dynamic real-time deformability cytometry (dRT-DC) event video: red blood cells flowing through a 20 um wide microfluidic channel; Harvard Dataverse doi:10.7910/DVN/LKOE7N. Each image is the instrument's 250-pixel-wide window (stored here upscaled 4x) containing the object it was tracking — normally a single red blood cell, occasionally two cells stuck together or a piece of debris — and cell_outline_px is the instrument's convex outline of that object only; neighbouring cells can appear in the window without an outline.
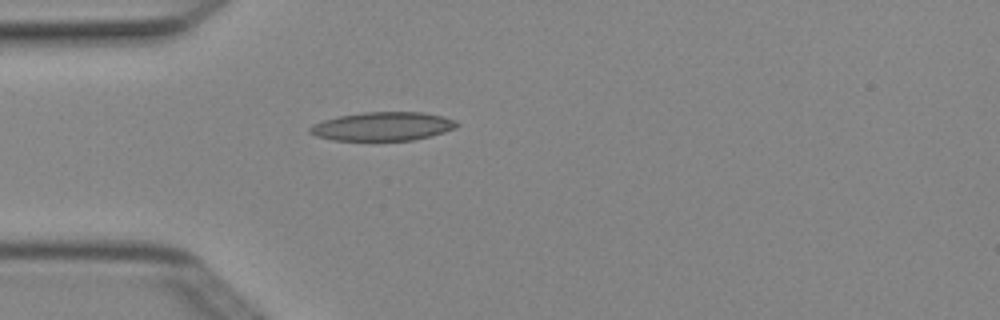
{"species": "Egyptian fruit bat (a non-hibernating species)", "species_latin": "Rousettus aegyptiacus", "temperature_condition": "cold", "stored_images_in_passage": 4, "camera_frame_rate_fps": 3000, "um_per_image_px": 0.085, "animal": {"sex": "female"}, "frame": {"image": 1, "passage_image": 4, "time_ms": 1.0, "image_size_px": [1000, 320], "cell_outline_px": [[460, 124], [456, 128], [444, 132], [412, 140], [332, 140], [316, 136], [308, 132], [308, 128], [312, 124], [336, 116], [364, 112], [424, 112], [456, 120]], "centroid_in_image_um": [32.5, 10.73], "position_along_channel_um": 52.5, "area_um2": 24.57}}